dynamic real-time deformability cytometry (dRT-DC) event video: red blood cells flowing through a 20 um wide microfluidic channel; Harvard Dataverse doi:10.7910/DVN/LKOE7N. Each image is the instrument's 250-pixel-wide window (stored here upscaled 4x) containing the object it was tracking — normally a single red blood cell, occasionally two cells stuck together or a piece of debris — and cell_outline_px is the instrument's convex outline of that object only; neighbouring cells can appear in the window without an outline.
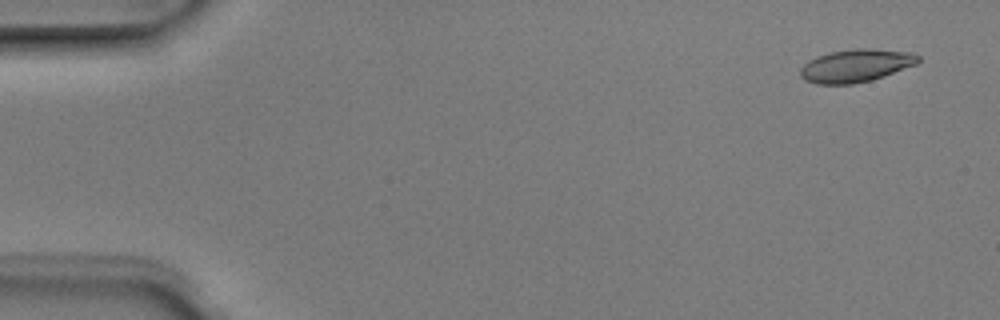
{"species": "Egyptian fruit bat (a non-hibernating species)", "species_latin": "Rousettus aegyptiacus", "temperature_condition": "room temperature", "stored_images_in_passage": 9, "camera_frame_rate_fps": 3000, "um_per_image_px": 0.085, "animal": {"sex": "male"}, "frame": {"image": 1, "passage_image": 1, "time_ms": 0.0, "image_size_px": [1000, 320], "cell_outline_px": [[920, 60], [916, 64], [884, 76], [872, 80], [852, 84], [816, 84], [804, 80], [800, 76], [800, 68], [808, 60], [816, 56], [832, 52], [856, 48], [868, 48], [916, 52], [920, 56]], "centroid_in_image_um": [72.76, 5.57], "position_along_channel_um": 12.2, "area_um2": 22.77}}
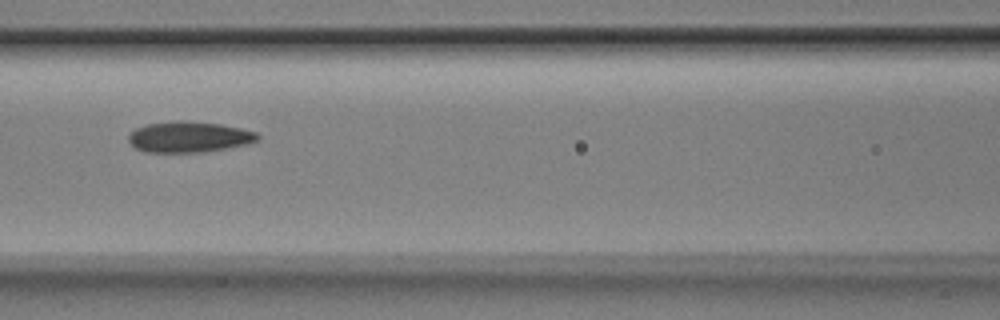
{"frame": {"image": 2, "passage_image": 6, "time_ms": 1.667, "image_size_px": [1000, 320], "cell_outline_px": [[260, 140], [228, 148], [204, 152], [144, 152], [136, 148], [128, 140], [128, 136], [136, 128], [144, 124], [176, 120], [184, 120], [220, 124], [240, 128], [256, 132], [260, 136]], "centroid_in_image_um": [16.06, 11.63], "position_along_channel_um": 150.5, "area_um2": 23.29}}
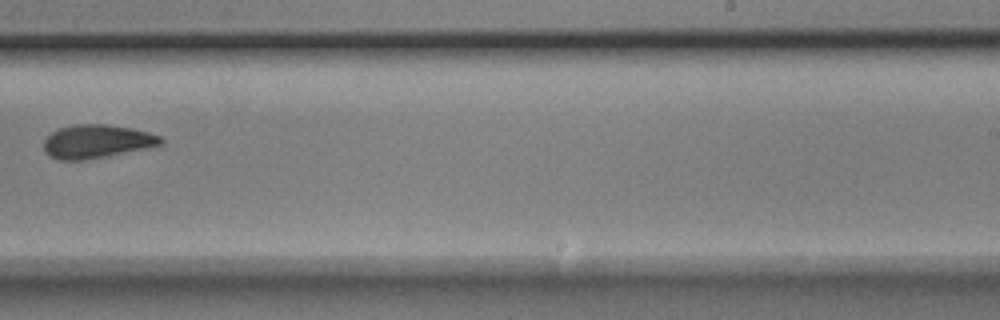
{"frame": {"image": 3, "passage_image": 9, "time_ms": 2.667, "image_size_px": [1000, 320], "cell_outline_px": [[164, 144], [84, 160], [60, 160], [48, 156], [44, 152], [44, 140], [52, 132], [60, 128], [76, 124], [104, 124], [132, 128], [148, 132], [160, 136], [164, 140]], "centroid_in_image_um": [8.2, 12.02], "position_along_channel_um": 280.8, "area_um2": 22.6}}